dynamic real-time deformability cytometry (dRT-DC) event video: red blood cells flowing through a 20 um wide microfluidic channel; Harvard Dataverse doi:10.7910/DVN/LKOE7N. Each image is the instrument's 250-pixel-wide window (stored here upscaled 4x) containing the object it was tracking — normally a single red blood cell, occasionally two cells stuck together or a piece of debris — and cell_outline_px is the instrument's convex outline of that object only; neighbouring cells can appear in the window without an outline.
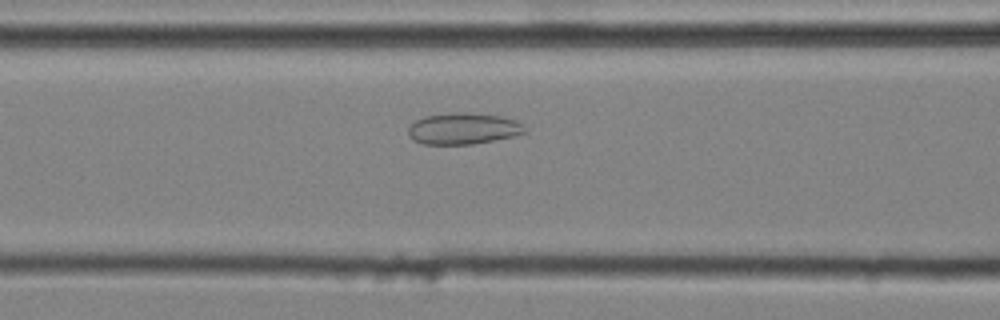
{"species": "common noctule bat (a hibernating species)", "species_latin": "Nyctalus noctula", "temperature_condition": "cold", "stored_images_in_passage": 29, "camera_frame_rate_fps": 3000, "um_per_image_px": 0.085, "animal": {"sex": "male", "body_mass_g": 20.4}, "frame": {"image": 1, "passage_image": 7, "time_ms": 2.0, "image_size_px": [1000, 320], "cell_outline_px": [[528, 132], [512, 136], [472, 144], [424, 144], [412, 140], [408, 132], [408, 128], [416, 120], [424, 116], [448, 112], [464, 112], [500, 116], [516, 120], [524, 124]], "centroid_in_image_um": [39.38, 10.92], "position_along_channel_um": 127.2, "area_um2": 21.39}}
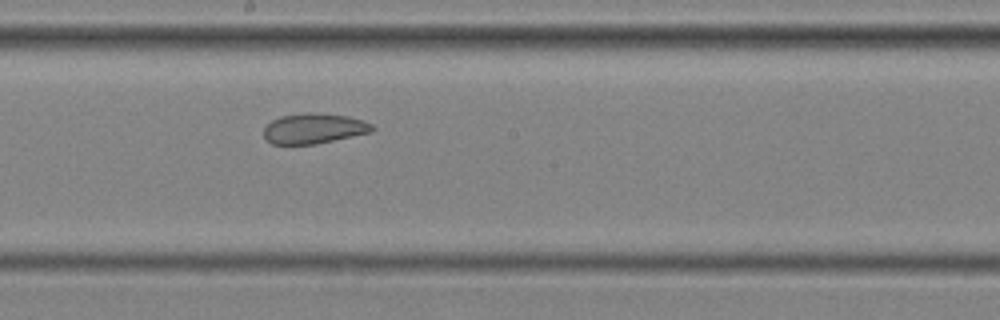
{"frame": {"image": 2, "passage_image": 14, "time_ms": 4.333, "image_size_px": [1000, 320], "cell_outline_px": [[376, 128], [372, 132], [316, 144], [272, 144], [264, 136], [264, 128], [272, 120], [280, 116], [348, 116], [372, 124]], "centroid_in_image_um": [26.7, 10.99], "position_along_channel_um": 221.5, "area_um2": 18.03}}
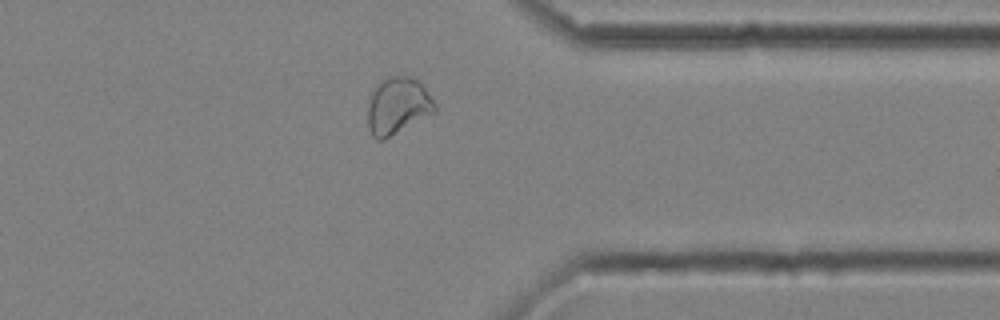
{"frame": {"image": 3, "passage_image": 26, "time_ms": 8.333, "image_size_px": [1000, 320], "cell_outline_px": [[436, 112], [384, 140], [376, 140], [372, 136], [368, 128], [368, 108], [372, 92], [376, 84], [388, 76], [408, 76], [420, 80], [436, 104]], "centroid_in_image_um": [33.82, 9.0], "position_along_channel_um": 377.6, "area_um2": 22.48}, "authors_computed_cell_mechanics": {"area_um2": 20.4034, "velocity_mm_per_s": 4.0521, "shape_relaxation_time_tau1_ms": null, "shape_relaxation_time_tau2_ms": 1.645, "deformation_change_tau1": null, "deformation_change_tau2": 0.0712}}